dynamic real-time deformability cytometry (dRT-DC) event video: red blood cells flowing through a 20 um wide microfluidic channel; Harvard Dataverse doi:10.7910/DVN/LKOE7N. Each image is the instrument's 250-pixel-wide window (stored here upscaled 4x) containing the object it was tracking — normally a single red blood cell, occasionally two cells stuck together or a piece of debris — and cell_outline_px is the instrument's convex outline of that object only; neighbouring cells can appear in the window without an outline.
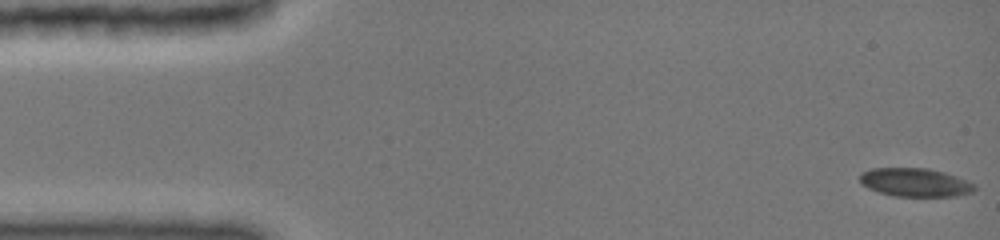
{"species": "common noctule bat (a hibernating species)", "species_latin": "Nyctalus noctula", "temperature_condition": "cold", "stored_images_in_passage": 9, "camera_frame_rate_fps": 3000, "um_per_image_px": 0.085, "animal": {"sex": "female", "body_mass_g": 19.0, "forearm_length_mm": 51.5}, "frame": {"image": 1, "passage_image": 1, "time_ms": 0.0, "image_size_px": [1000, 240], "cell_outline_px": [[976, 188], [972, 192], [956, 196], [892, 196], [868, 188], [860, 180], [860, 172], [872, 168], [928, 168], [944, 172], [968, 180], [976, 184]], "centroid_in_image_um": [77.81, 15.5], "position_along_channel_um": 7.2, "area_um2": 19.07}}
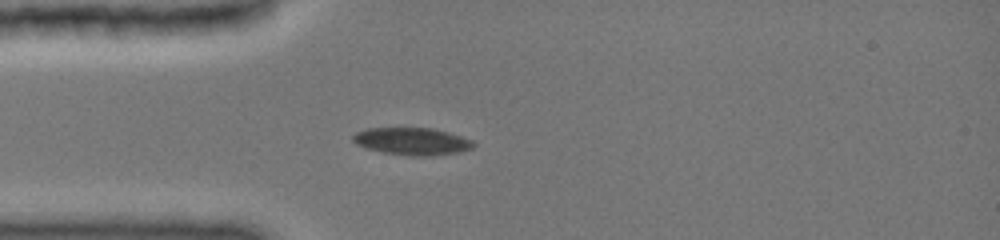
{"frame": {"image": 2, "passage_image": 6, "time_ms": 4.0, "image_size_px": [1000, 240], "cell_outline_px": [[476, 144], [472, 148], [460, 152], [428, 156], [408, 156], [380, 152], [364, 148], [356, 144], [352, 140], [352, 136], [356, 132], [368, 128], [432, 128], [448, 132], [472, 140]], "centroid_in_image_um": [35.0, 12.02], "position_along_channel_um": 50.0, "area_um2": 19.36}}
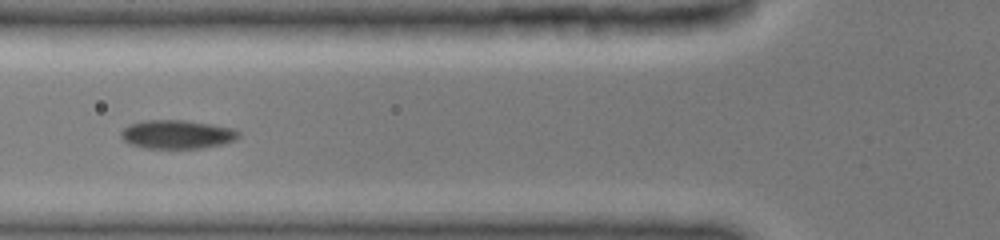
{"frame": {"image": 3, "passage_image": 8, "time_ms": 5.667, "image_size_px": [1000, 240], "cell_outline_px": [[240, 136], [236, 140], [224, 144], [204, 148], [144, 148], [128, 144], [120, 136], [120, 132], [128, 124], [144, 120], [184, 120], [232, 128], [240, 132]], "centroid_in_image_um": [15.03, 11.43], "position_along_channel_um": 110.8, "area_um2": 19.83}}